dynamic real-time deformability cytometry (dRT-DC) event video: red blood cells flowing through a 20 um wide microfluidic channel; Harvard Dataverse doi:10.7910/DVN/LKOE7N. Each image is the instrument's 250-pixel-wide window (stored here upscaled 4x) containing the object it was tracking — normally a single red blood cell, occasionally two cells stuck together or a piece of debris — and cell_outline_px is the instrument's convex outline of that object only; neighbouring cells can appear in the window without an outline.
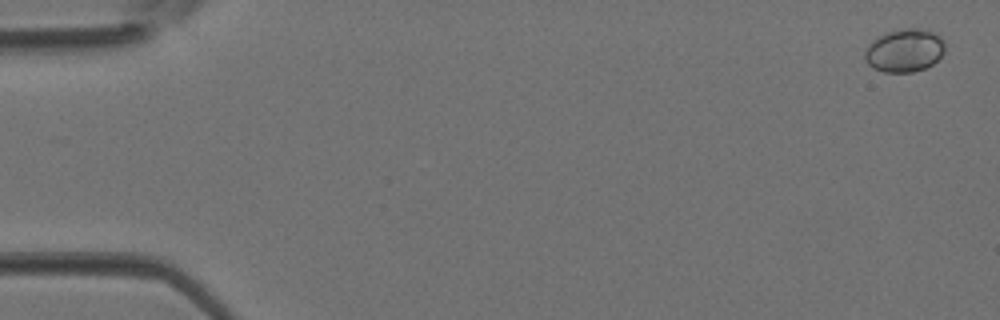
{"species": "Egyptian fruit bat (a non-hibernating species)", "species_latin": "Rousettus aegyptiacus", "temperature_condition": "room temperature", "stored_images_in_passage": 4, "camera_frame_rate_fps": 3000, "um_per_image_px": 0.085, "animal": {"sex": "female"}, "frame": {"image": 1, "passage_image": 1, "time_ms": 0.0, "image_size_px": [1000, 320], "cell_outline_px": [[944, 52], [932, 64], [924, 68], [912, 72], [884, 72], [872, 68], [864, 60], [864, 52], [868, 44], [872, 40], [888, 32], [904, 28], [916, 28], [932, 32], [940, 36], [944, 44]], "centroid_in_image_um": [76.84, 4.3], "position_along_channel_um": 8.2, "area_um2": 20.0}}
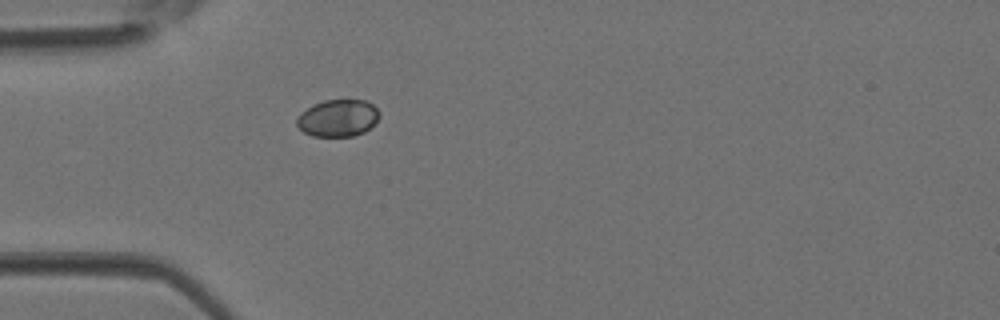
{"frame": {"image": 2, "passage_image": 4, "time_ms": 1.0, "image_size_px": [1000, 320], "cell_outline_px": [[380, 116], [364, 132], [352, 136], [312, 136], [304, 132], [296, 124], [296, 120], [300, 112], [312, 104], [324, 100], [364, 100], [372, 104], [380, 112]], "centroid_in_image_um": [28.69, 10.02], "position_along_channel_um": 56.3, "area_um2": 17.8}}